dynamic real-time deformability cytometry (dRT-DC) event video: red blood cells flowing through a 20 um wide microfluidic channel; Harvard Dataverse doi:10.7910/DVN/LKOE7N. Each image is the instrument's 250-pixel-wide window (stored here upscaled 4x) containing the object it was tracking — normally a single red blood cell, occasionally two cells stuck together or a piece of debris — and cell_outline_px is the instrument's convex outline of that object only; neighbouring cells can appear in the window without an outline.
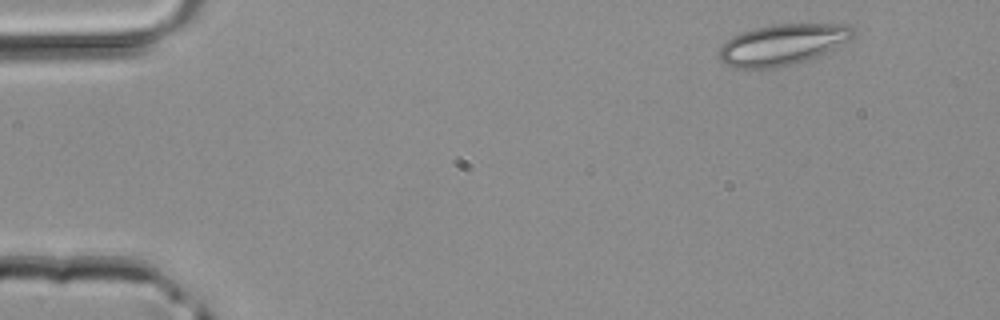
{"species": "common noctule bat (a hibernating species)", "species_latin": "Nyctalus noctula", "temperature_condition": "room temperature", "stored_images_in_passage": 41, "camera_frame_rate_fps": 3000, "um_per_image_px": 0.085, "animal": {"sex": "male", "body_mass_g": 20.4}, "frame": {"image": 1, "passage_image": 1, "time_ms": 0.0, "image_size_px": [1000, 320], "cell_outline_px": [[852, 36], [848, 40], [816, 56], [792, 64], [772, 68], [736, 68], [724, 64], [720, 60], [720, 48], [732, 36], [740, 32], [772, 24], [844, 24], [852, 28]], "centroid_in_image_um": [66.44, 3.78], "position_along_channel_um": 18.6, "area_um2": 31.27}}
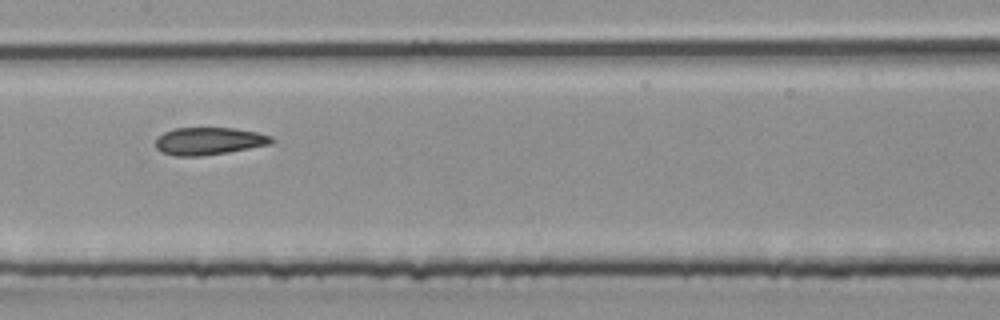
{"frame": {"image": 2, "passage_image": 19, "time_ms": 6.0, "image_size_px": [1000, 320], "cell_outline_px": [[276, 140], [272, 144], [228, 152], [200, 156], [176, 156], [160, 152], [156, 148], [156, 140], [164, 132], [172, 128], [232, 128], [256, 132], [272, 136]], "centroid_in_image_um": [17.77, 11.99], "position_along_channel_um": 189.6, "area_um2": 18.61}}
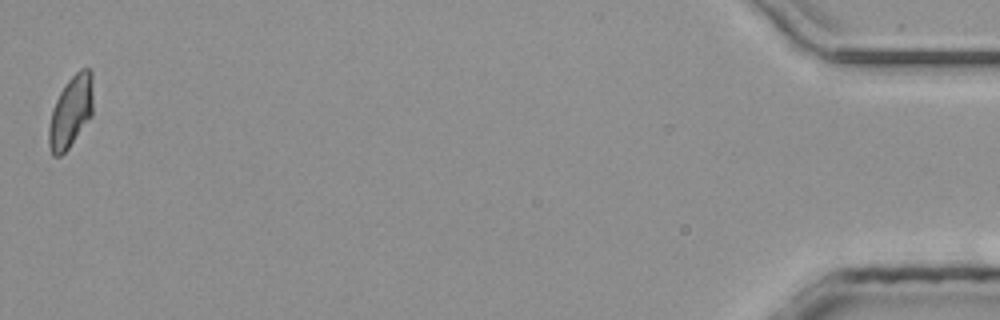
{"frame": {"image": 3, "passage_image": 41, "time_ms": 13.333, "image_size_px": [1000, 320], "cell_outline_px": [[92, 116], [68, 148], [60, 156], [52, 156], [48, 144], [48, 128], [52, 108], [60, 92], [68, 80], [80, 68], [88, 68], [92, 72]], "centroid_in_image_um": [6.01, 9.5], "position_along_channel_um": 429.2, "area_um2": 18.5}}